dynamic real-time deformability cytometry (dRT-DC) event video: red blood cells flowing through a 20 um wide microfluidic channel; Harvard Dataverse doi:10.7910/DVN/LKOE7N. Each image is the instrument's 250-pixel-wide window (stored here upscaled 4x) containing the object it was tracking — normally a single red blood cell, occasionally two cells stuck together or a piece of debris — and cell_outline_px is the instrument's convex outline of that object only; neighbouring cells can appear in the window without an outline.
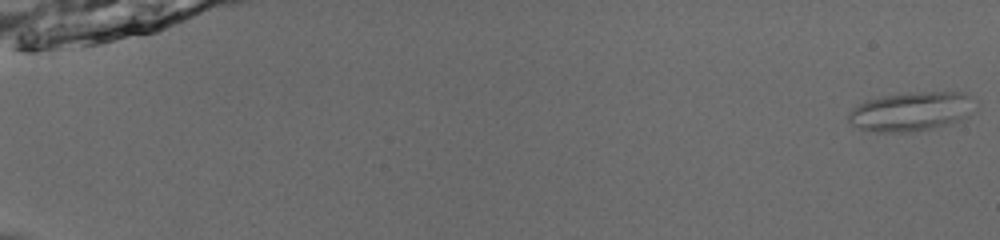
{"species": "common noctule bat (a hibernating species)", "species_latin": "Nyctalus noctula", "temperature_condition": "room temperature", "stored_images_in_passage": 53, "camera_frame_rate_fps": 3000, "um_per_image_px": 0.085, "animal": {"sex": "male", "body_mass_g": 13.0, "forearm_length_mm": 53.1}, "frame": {"image": 1, "passage_image": 1, "time_ms": 0.0, "image_size_px": [1000, 240], "cell_outline_px": [[968, 116], [960, 120], [948, 124], [932, 128], [912, 132], [876, 132], [860, 128], [852, 124], [848, 120], [848, 112], [852, 108], [864, 100], [884, 96], [920, 92], [964, 92], [968, 96]], "centroid_in_image_um": [77.32, 9.49], "position_along_channel_um": 7.7, "area_um2": 28.15}}
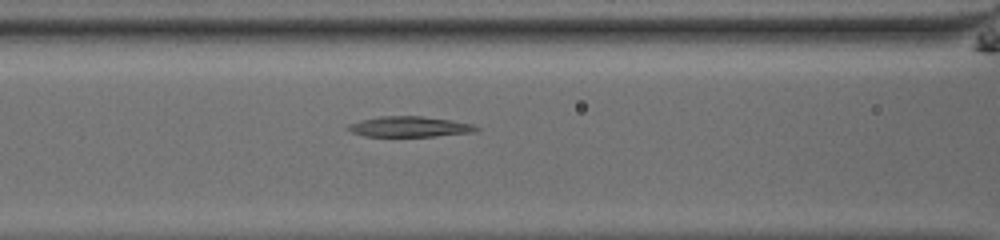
{"frame": {"image": 2, "passage_image": 25, "time_ms": 8.0, "image_size_px": [1000, 240], "cell_outline_px": [[480, 128], [476, 132], [436, 136], [364, 136], [352, 132], [348, 128], [348, 124], [380, 116], [420, 116], [452, 120], [472, 124]], "centroid_in_image_um": [34.86, 10.77], "position_along_channel_um": 131.7, "area_um2": 15.14}}
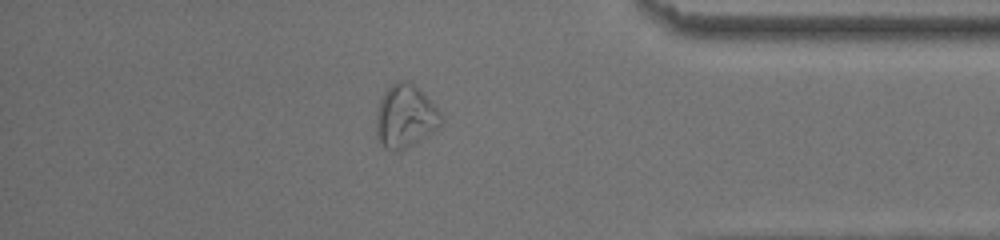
{"frame": {"image": 3, "passage_image": 47, "time_ms": 15.333, "image_size_px": [1000, 240], "cell_outline_px": [[444, 120], [432, 132], [420, 140], [396, 152], [384, 148], [376, 136], [376, 112], [380, 100], [384, 92], [396, 80], [408, 80], [420, 88], [440, 112]], "centroid_in_image_um": [34.43, 9.87], "position_along_channel_um": 400.8, "area_um2": 23.93}, "authors_computed_cell_mechanics": {"area_um2": 18.2648, "velocity_mm_per_s": 3.9021, "shape_relaxation_time_tau1_ms": 5.9771, "shape_relaxation_time_tau2_ms": 5.2822, "deformation_change_tau1": 0.1681, "deformation_change_tau2": 0.1217}}